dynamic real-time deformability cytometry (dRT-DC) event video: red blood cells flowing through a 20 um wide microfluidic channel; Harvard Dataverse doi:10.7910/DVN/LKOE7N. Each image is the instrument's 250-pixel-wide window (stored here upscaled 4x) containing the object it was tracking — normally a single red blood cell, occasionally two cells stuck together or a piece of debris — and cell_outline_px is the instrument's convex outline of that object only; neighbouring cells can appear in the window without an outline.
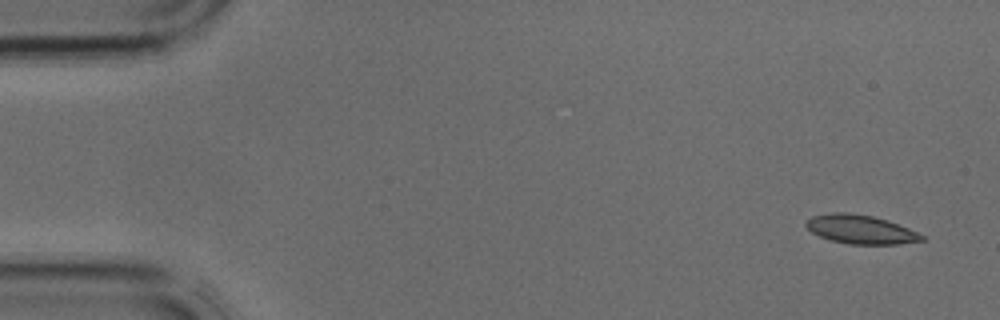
{"species": "common noctule bat (a hibernating species)", "species_latin": "Nyctalus noctula", "temperature_condition": "cold", "stored_images_in_passage": 3, "camera_frame_rate_fps": 3000, "um_per_image_px": 0.085, "animal": {"sex": "male", "body_mass_g": 17.9, "forearm_length_mm": 54.2}, "frame": {"image": 1, "passage_image": 1, "time_ms": 0.0, "image_size_px": [1000, 320], "cell_outline_px": [[924, 240], [900, 244], [848, 244], [832, 240], [820, 236], [812, 232], [804, 224], [812, 216], [832, 212], [848, 212], [872, 216], [888, 220], [908, 228], [924, 236]], "centroid_in_image_um": [73.15, 19.49], "position_along_channel_um": 11.9, "area_um2": 19.31}}